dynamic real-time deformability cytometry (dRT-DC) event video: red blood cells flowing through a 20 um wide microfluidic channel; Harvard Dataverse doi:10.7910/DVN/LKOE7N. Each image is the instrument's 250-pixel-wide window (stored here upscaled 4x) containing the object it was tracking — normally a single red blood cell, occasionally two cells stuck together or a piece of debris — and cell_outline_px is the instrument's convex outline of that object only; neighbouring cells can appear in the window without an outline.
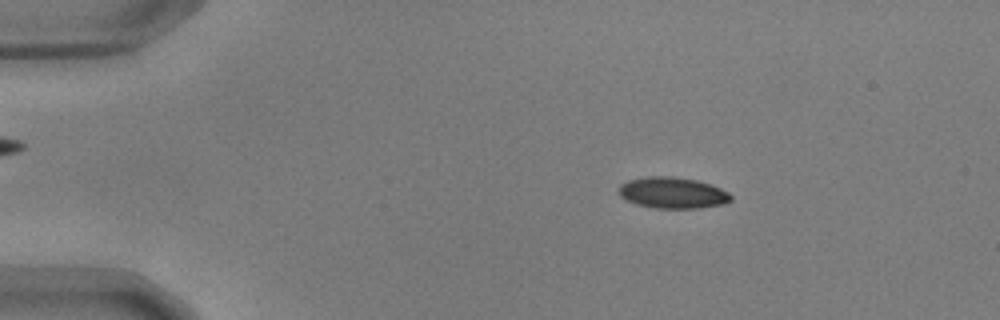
{"species": "common noctule bat (a hibernating species)", "species_latin": "Nyctalus noctula", "temperature_condition": "warm", "stored_images_in_passage": 48, "camera_frame_rate_fps": 3000, "um_per_image_px": 0.085, "animal": {"sex": "male", "body_mass_g": 17.9, "forearm_length_mm": 54.2}, "frame": {"image": 1, "passage_image": 3, "time_ms": 0.667, "image_size_px": [1000, 320], "cell_outline_px": [[732, 200], [724, 204], [700, 208], [656, 208], [636, 204], [620, 196], [620, 184], [628, 180], [648, 176], [672, 176], [696, 180], [712, 184], [728, 192], [732, 196]], "centroid_in_image_um": [57.2, 16.38], "position_along_channel_um": 27.8, "area_um2": 20.4}}
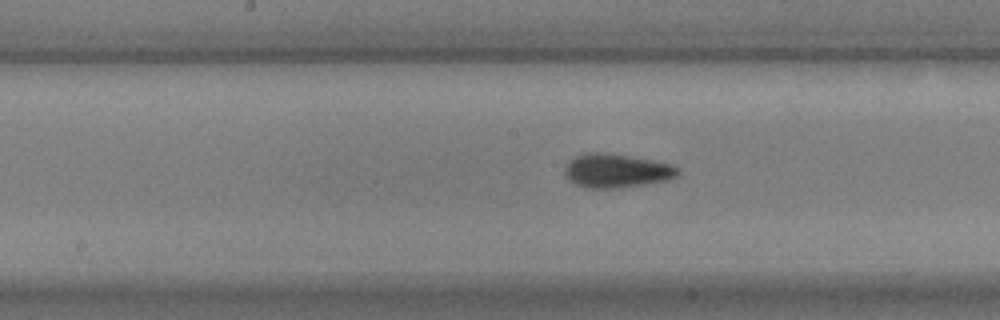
{"frame": {"image": 2, "passage_image": 22, "time_ms": 7.0, "image_size_px": [1000, 320], "cell_outline_px": [[680, 172], [676, 176], [668, 180], [620, 188], [584, 188], [568, 180], [564, 176], [564, 168], [568, 160], [584, 152], [608, 152], [652, 160], [672, 164], [680, 168]], "centroid_in_image_um": [52.37, 14.5], "position_along_channel_um": 195.8, "area_um2": 22.72}}
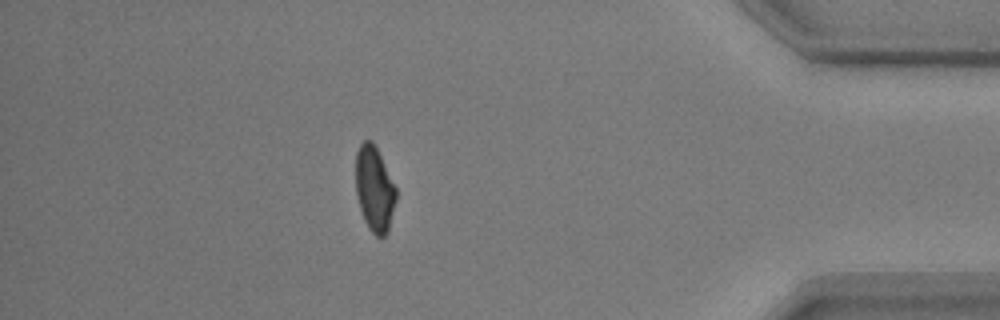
{"frame": {"image": 3, "passage_image": 42, "time_ms": 13.667, "image_size_px": [1000, 320], "cell_outline_px": [[396, 200], [388, 232], [384, 236], [376, 236], [368, 228], [364, 220], [360, 208], [356, 192], [356, 152], [360, 144], [364, 140], [372, 140], [396, 188]], "centroid_in_image_um": [31.82, 16.08], "position_along_channel_um": 403.4, "area_um2": 19.83}, "authors_computed_cell_mechanics": {"area_um2": 21.0392, "velocity_mm_per_s": 3.694, "shape_relaxation_time_tau1_ms": 3.8198, "shape_relaxation_time_tau2_ms": 2.2435, "deformation_change_tau1": 0.1307, "deformation_change_tau2": 0.0553}}